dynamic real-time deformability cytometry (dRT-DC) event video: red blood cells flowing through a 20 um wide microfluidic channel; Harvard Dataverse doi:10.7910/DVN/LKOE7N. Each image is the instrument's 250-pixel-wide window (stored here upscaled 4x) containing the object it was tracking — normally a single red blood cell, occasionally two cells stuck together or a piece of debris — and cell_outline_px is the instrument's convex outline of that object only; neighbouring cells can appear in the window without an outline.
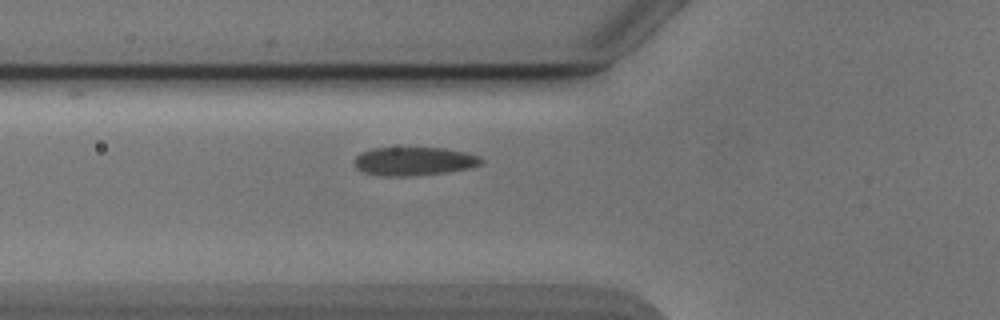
{"species": "Egyptian fruit bat (a non-hibernating species)", "species_latin": "Rousettus aegyptiacus", "temperature_condition": "cold", "stored_images_in_passage": 31, "camera_frame_rate_fps": 3000, "um_per_image_px": 0.085, "animal": {"sex": "male"}, "frame": {"image": 1, "passage_image": 2, "time_ms": 0.333, "image_size_px": [1000, 320], "cell_outline_px": [[484, 160], [480, 164], [472, 168], [444, 172], [412, 176], [380, 176], [364, 172], [356, 168], [356, 156], [360, 152], [372, 148], [444, 148], [464, 152], [480, 156]], "centroid_in_image_um": [35.2, 13.71], "position_along_channel_um": 90.6, "area_um2": 21.04}}
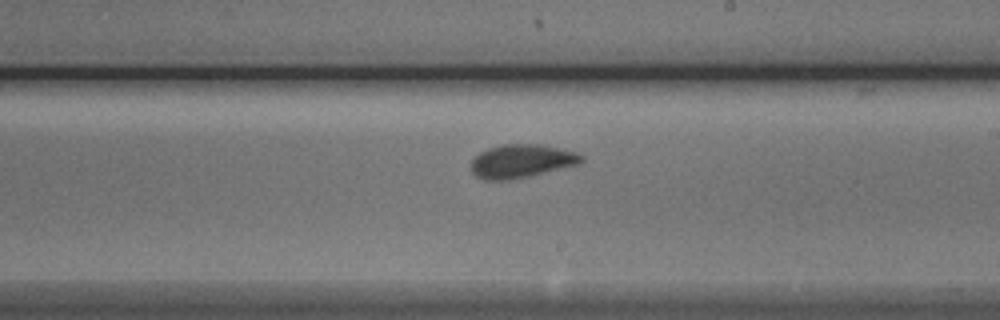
{"frame": {"image": 2, "passage_image": 14, "time_ms": 4.333, "image_size_px": [1000, 320], "cell_outline_px": [[584, 160], [580, 164], [528, 176], [508, 180], [484, 180], [476, 176], [472, 172], [472, 160], [480, 152], [488, 148], [504, 144], [544, 144], [576, 152], [584, 156]], "centroid_in_image_um": [44.35, 13.68], "position_along_channel_um": 244.6, "area_um2": 21.5}}
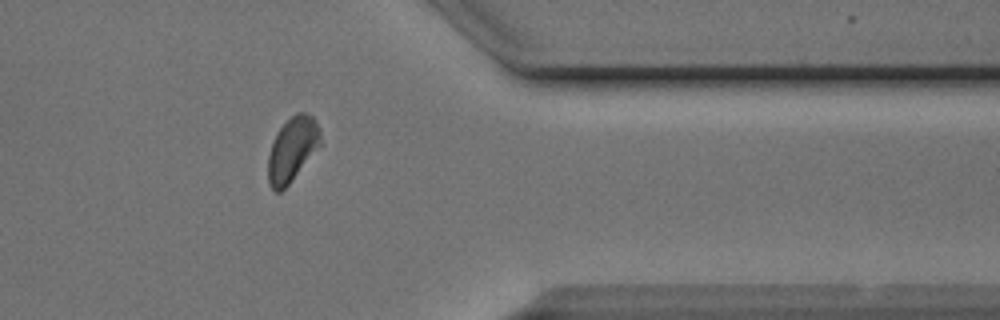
{"frame": {"image": 3, "passage_image": 26, "time_ms": 8.333, "image_size_px": [1000, 320], "cell_outline_px": [[320, 144], [288, 184], [280, 192], [276, 192], [268, 184], [268, 156], [272, 144], [280, 128], [296, 112], [304, 112], [312, 116], [320, 128]], "centroid_in_image_um": [24.83, 12.68], "position_along_channel_um": 386.6, "area_um2": 19.02}}